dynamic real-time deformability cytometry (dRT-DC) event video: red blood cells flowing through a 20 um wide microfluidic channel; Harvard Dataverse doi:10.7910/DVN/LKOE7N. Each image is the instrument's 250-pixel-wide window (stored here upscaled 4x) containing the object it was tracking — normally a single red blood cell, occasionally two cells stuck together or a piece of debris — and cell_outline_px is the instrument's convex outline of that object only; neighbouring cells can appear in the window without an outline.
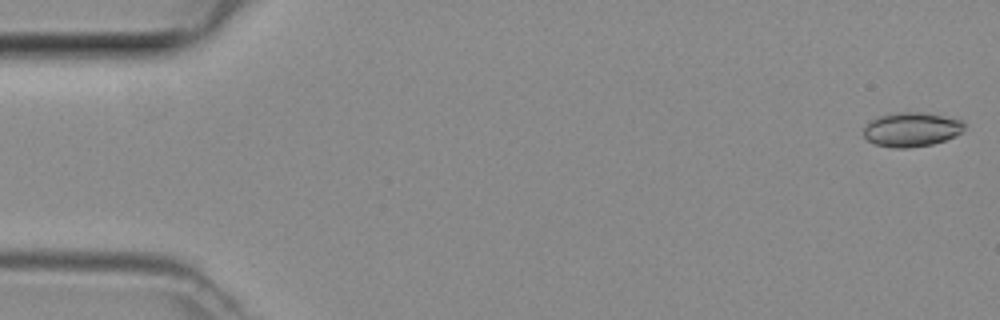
{"species": "common noctule bat (a hibernating species)", "species_latin": "Nyctalus noctula", "temperature_condition": "room temperature", "stored_images_in_passage": 45, "camera_frame_rate_fps": 3000, "um_per_image_px": 0.085, "animal": {"sex": "female", "body_mass_g": 29.2, "forearm_length_mm": 56.3}, "frame": {"image": 1, "passage_image": 1, "time_ms": 0.0, "image_size_px": [1000, 320], "cell_outline_px": [[964, 128], [956, 136], [932, 144], [908, 148], [892, 148], [876, 144], [868, 140], [864, 136], [864, 128], [868, 120], [876, 116], [896, 112], [928, 112], [960, 120], [964, 124]], "centroid_in_image_um": [77.44, 10.99], "position_along_channel_um": 7.6, "area_um2": 20.29}}
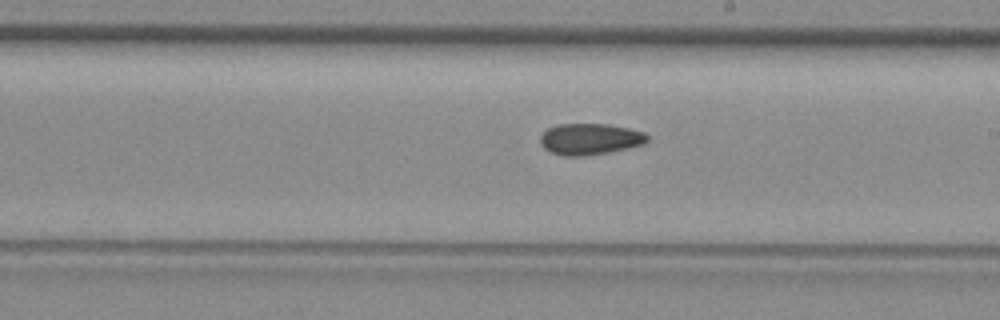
{"frame": {"image": 2, "passage_image": 27, "time_ms": 8.667, "image_size_px": [1000, 320], "cell_outline_px": [[648, 140], [644, 144], [628, 148], [608, 152], [580, 156], [564, 156], [552, 152], [544, 148], [540, 140], [540, 136], [548, 128], [556, 124], [608, 124], [628, 128], [644, 132], [648, 136]], "centroid_in_image_um": [50.15, 11.81], "position_along_channel_um": 238.8, "area_um2": 19.42}}
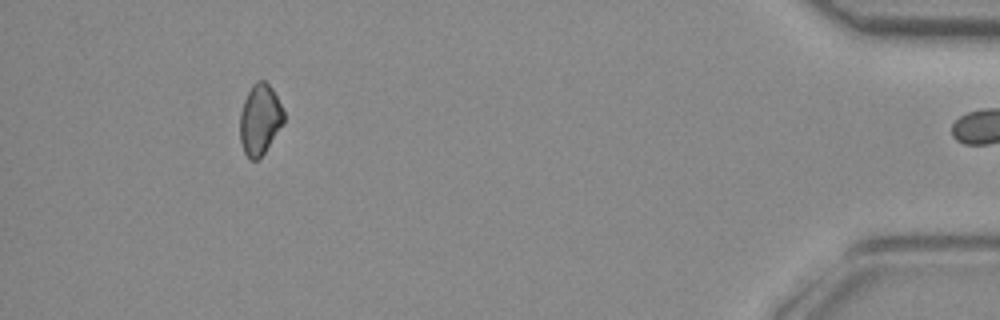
{"frame": {"image": 3, "passage_image": 44, "time_ms": 14.333, "image_size_px": [1000, 320], "cell_outline_px": [[284, 120], [264, 152], [256, 160], [248, 160], [244, 152], [240, 140], [240, 112], [244, 100], [252, 84], [256, 80], [264, 80], [272, 88], [284, 112]], "centroid_in_image_um": [22.06, 10.14], "position_along_channel_um": 413.1, "area_um2": 17.74}}